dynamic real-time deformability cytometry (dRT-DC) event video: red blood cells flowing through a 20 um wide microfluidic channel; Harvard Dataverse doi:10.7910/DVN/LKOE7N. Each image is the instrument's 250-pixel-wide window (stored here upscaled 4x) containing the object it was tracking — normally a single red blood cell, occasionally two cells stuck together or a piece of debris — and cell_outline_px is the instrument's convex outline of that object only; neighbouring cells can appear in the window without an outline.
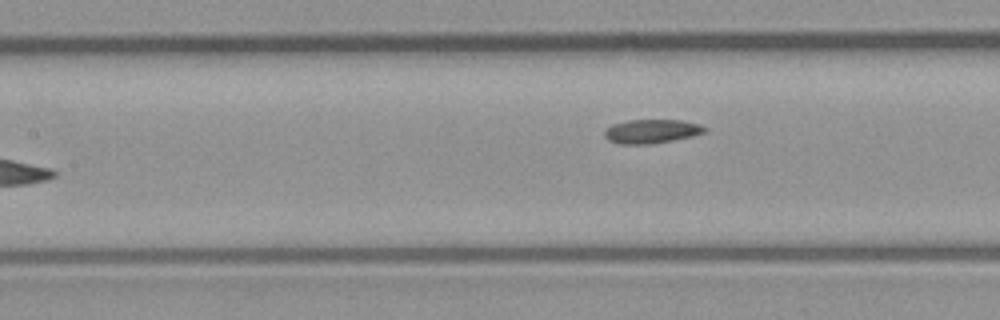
{"species": "common noctule bat (a hibernating species)", "species_latin": "Nyctalus noctula", "temperature_condition": "room temperature", "stored_images_in_passage": 7, "camera_frame_rate_fps": 3000, "um_per_image_px": 0.085, "animal": {"sex": "male", "body_mass_g": 23.1, "forearm_length_mm": 52.7}, "frame": {"image": 1, "passage_image": 7, "time_ms": 8.0, "image_size_px": [1000, 320], "cell_outline_px": [[708, 128], [704, 132], [692, 136], [652, 144], [620, 144], [608, 140], [604, 136], [604, 128], [612, 124], [628, 120], [680, 120], [700, 124]], "centroid_in_image_um": [55.34, 11.16], "position_along_channel_um": 152.1, "area_um2": 14.05}}